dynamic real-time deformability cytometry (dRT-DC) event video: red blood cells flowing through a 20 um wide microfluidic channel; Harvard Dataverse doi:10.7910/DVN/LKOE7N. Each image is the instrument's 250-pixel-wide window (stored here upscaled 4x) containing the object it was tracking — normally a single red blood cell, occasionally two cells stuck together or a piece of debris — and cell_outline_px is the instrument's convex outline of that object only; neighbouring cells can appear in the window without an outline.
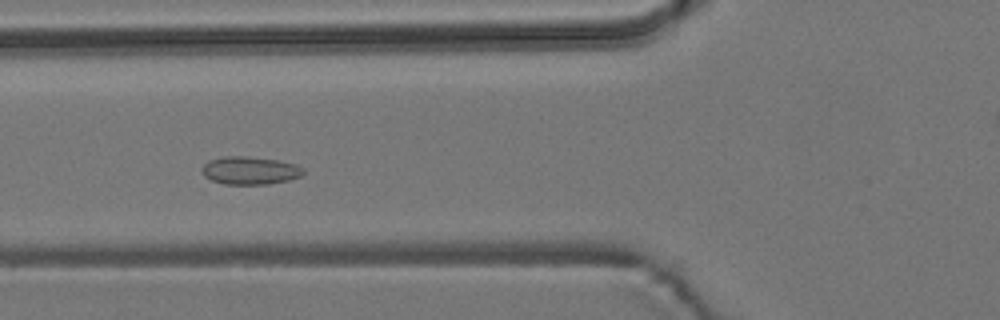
{"species": "common noctule bat (a hibernating species)", "species_latin": "Nyctalus noctula", "temperature_condition": "room temperature", "stored_images_in_passage": 47, "camera_frame_rate_fps": 3000, "um_per_image_px": 0.085, "animal": {"sex": "male", "body_mass_g": 19.2, "forearm_length_mm": 51.8}, "frame": {"image": 1, "passage_image": 12, "time_ms": 3.667, "image_size_px": [1000, 320], "cell_outline_px": [[304, 172], [300, 176], [288, 180], [268, 184], [224, 184], [212, 180], [204, 176], [200, 172], [200, 168], [208, 160], [224, 156], [248, 156], [276, 160], [296, 164], [304, 168]], "centroid_in_image_um": [21.21, 14.48], "position_along_channel_um": 104.6, "area_um2": 16.59}}
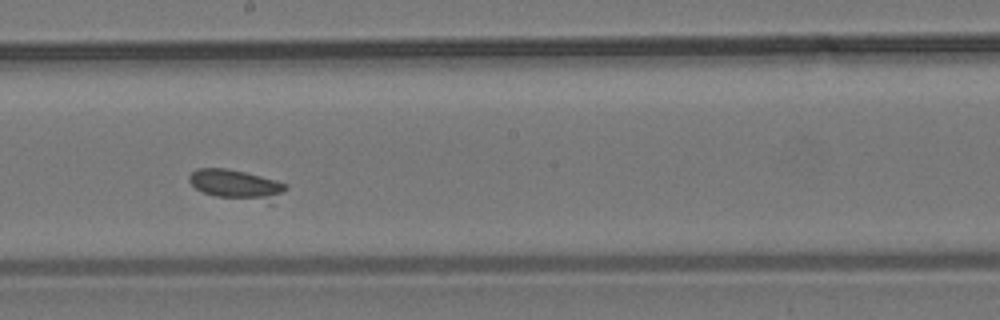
{"frame": {"image": 2, "passage_image": 22, "time_ms": 7.0, "image_size_px": [1000, 320], "cell_outline_px": [[288, 188], [272, 204], [268, 204], [216, 196], [204, 192], [196, 188], [188, 180], [188, 176], [196, 168], [228, 168], [276, 180], [288, 184]], "centroid_in_image_um": [20.16, 15.72], "position_along_channel_um": 228.0, "area_um2": 17.22}}
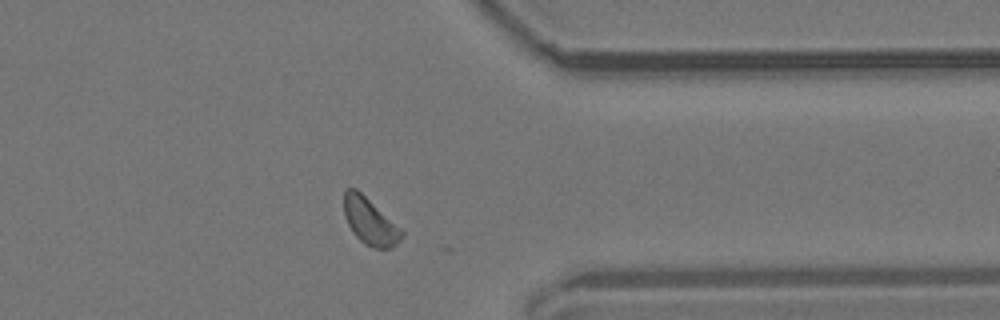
{"frame": {"image": 3, "passage_image": 35, "time_ms": 11.333, "image_size_px": [1000, 320], "cell_outline_px": [[404, 236], [396, 244], [388, 248], [372, 248], [364, 244], [352, 232], [344, 216], [344, 188], [356, 188], [400, 228], [404, 232]], "centroid_in_image_um": [31.42, 18.82], "position_along_channel_um": 380.0, "area_um2": 15.49}}